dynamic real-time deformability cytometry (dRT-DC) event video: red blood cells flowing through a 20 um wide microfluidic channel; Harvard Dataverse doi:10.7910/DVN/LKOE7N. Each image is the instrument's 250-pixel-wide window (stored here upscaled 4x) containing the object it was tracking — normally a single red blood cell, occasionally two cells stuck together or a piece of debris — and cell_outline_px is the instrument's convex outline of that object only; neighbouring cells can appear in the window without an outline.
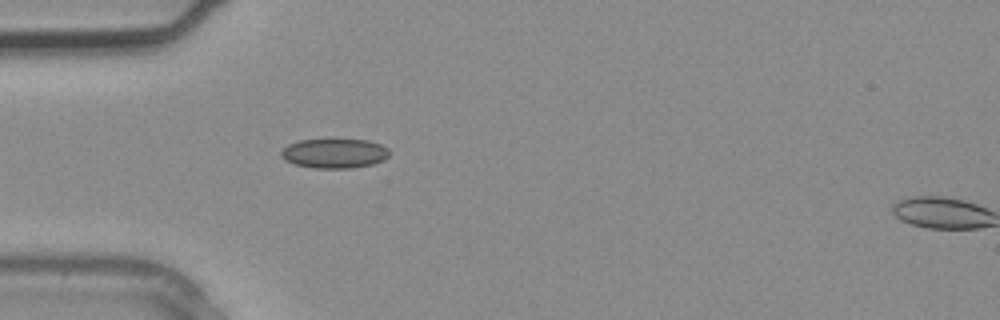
{"species": "common noctule bat (a hibernating species)", "species_latin": "Nyctalus noctula", "temperature_condition": "warm", "stored_images_in_passage": 2, "segment_of_instrument_passage": [1, 2], "camera_frame_rate_fps": 3000, "um_per_image_px": 0.085, "animal": {"sex": "male", "body_mass_g": 20.4}, "frame": {"image": 1, "passage_image": 1, "time_ms": 0.0, "image_size_px": [1000, 320], "cell_outline_px": [[388, 156], [384, 160], [372, 164], [352, 168], [312, 168], [296, 164], [284, 160], [280, 156], [280, 152], [288, 144], [300, 140], [368, 140], [380, 144], [388, 148]], "centroid_in_image_um": [28.41, 13.04], "position_along_channel_um": 56.6, "area_um2": 18.55}}